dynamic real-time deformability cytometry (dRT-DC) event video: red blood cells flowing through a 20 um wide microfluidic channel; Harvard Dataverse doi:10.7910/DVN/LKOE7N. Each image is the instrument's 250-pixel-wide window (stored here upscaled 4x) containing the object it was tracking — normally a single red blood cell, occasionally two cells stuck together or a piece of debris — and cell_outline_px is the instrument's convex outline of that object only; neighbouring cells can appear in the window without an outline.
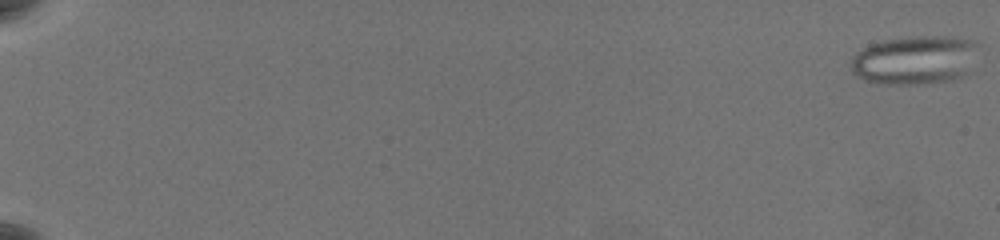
{"species": "common noctule bat (a hibernating species)", "species_latin": "Nyctalus noctula", "temperature_condition": "warm", "stored_images_in_passage": 63, "camera_frame_rate_fps": 3000, "um_per_image_px": 0.085, "animal": {"sex": "female", "body_mass_g": 19.5, "forearm_length_mm": 54.1}, "frame": {"image": 1, "passage_image": 1, "time_ms": 0.0, "image_size_px": [1000, 240], "cell_outline_px": [[980, 44], [964, 72], [960, 76], [952, 80], [920, 84], [888, 84], [864, 80], [856, 76], [852, 72], [848, 64], [852, 56], [856, 52], [868, 44], [884, 40], [912, 36], [952, 36], [976, 40]], "centroid_in_image_um": [77.68, 5.07], "position_along_channel_um": 7.3, "area_um2": 36.36}}
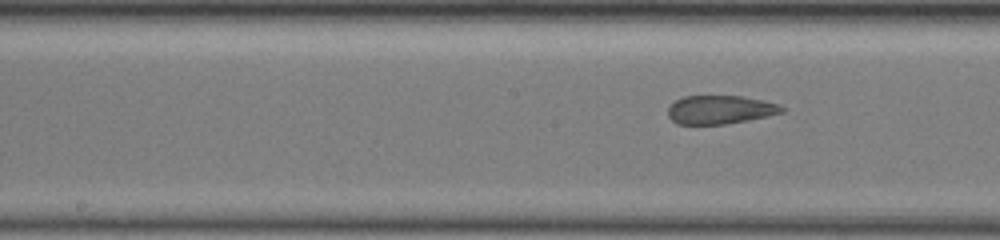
{"frame": {"image": 2, "passage_image": 36, "time_ms": 11.667, "image_size_px": [1000, 240], "cell_outline_px": [[784, 112], [768, 116], [748, 120], [724, 124], [676, 124], [668, 116], [668, 108], [676, 100], [684, 96], [740, 96], [780, 104], [784, 108]], "centroid_in_image_um": [61.21, 9.33], "position_along_channel_um": 187.0, "area_um2": 18.84}}
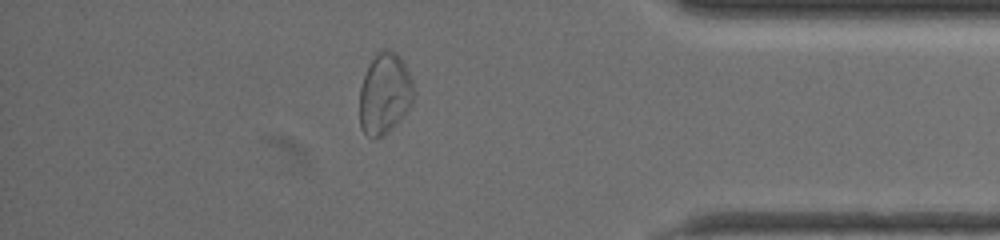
{"frame": {"image": 3, "passage_image": 56, "time_ms": 18.333, "image_size_px": [1000, 240], "cell_outline_px": [[412, 104], [392, 128], [384, 136], [376, 140], [372, 140], [360, 128], [360, 88], [364, 76], [372, 60], [380, 52], [396, 52], [400, 56], [412, 80]], "centroid_in_image_um": [32.67, 8.04], "position_along_channel_um": 402.5, "area_um2": 25.03}, "authors_computed_cell_mechanics": {"area_um2": 26.1256, "velocity_mm_per_s": 3.5651, "shape_relaxation_time_tau1_ms": null, "shape_relaxation_time_tau2_ms": 1.1965, "deformation_change_tau1": null, "deformation_change_tau2": 0.0879}}